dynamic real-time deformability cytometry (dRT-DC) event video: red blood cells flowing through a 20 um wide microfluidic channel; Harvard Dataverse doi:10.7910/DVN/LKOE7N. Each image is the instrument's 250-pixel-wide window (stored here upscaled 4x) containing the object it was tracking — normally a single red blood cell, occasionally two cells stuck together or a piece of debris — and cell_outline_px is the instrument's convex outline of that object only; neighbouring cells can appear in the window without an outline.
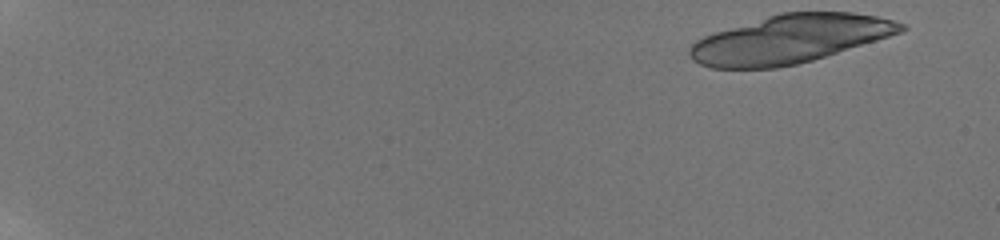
{"species": "human", "species_latin": "Homo sapiens", "temperature_condition": "room temperature", "stored_images_in_passage": 35, "camera_frame_rate_fps": 3000, "um_per_image_px": 0.085, "donor": {"sex": "male"}, "frame": {"image": 1, "passage_image": 1, "time_ms": 0.0, "image_size_px": [1000, 240], "cell_outline_px": [[908, 28], [900, 32], [876, 40], [812, 60], [796, 64], [776, 68], [712, 68], [700, 64], [692, 60], [688, 56], [688, 48], [696, 40], [704, 36], [716, 32], [780, 12], [852, 12], [876, 16], [892, 20], [904, 24]], "centroid_in_image_um": [67.1, 3.33], "position_along_channel_um": 17.9, "area_um2": 58.96}}
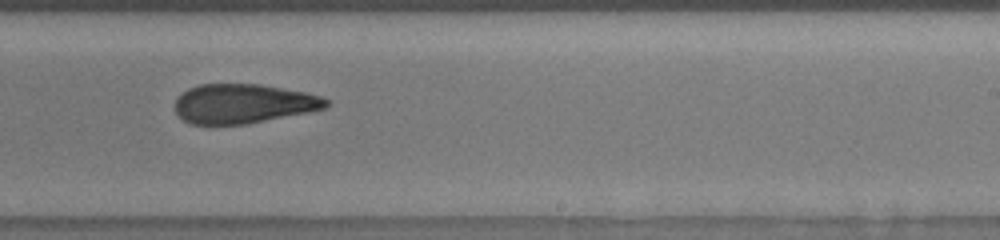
{"frame": {"image": 2, "passage_image": 23, "time_ms": 12.0, "image_size_px": [1000, 240], "cell_outline_px": [[332, 104], [324, 108], [308, 112], [248, 124], [192, 124], [184, 120], [176, 112], [176, 100], [188, 88], [200, 84], [260, 84], [304, 92], [320, 96], [328, 100]], "centroid_in_image_um": [20.7, 8.81], "position_along_channel_um": 268.3, "area_um2": 34.45}}
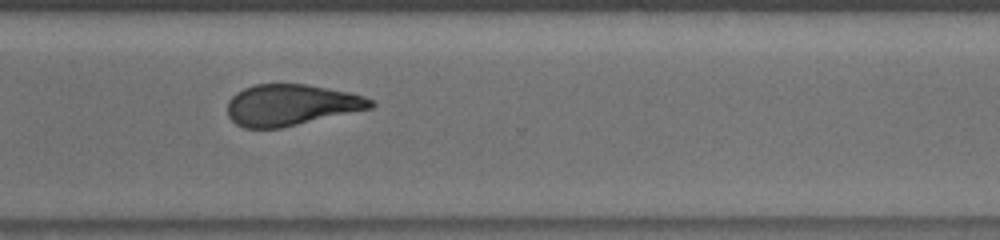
{"frame": {"image": 3, "passage_image": 28, "time_ms": 14.0, "image_size_px": [1000, 240], "cell_outline_px": [[376, 104], [372, 108], [280, 128], [244, 128], [236, 124], [228, 116], [228, 100], [236, 92], [244, 88], [256, 84], [308, 84], [348, 92], [364, 96], [372, 100]], "centroid_in_image_um": [24.73, 8.92], "position_along_channel_um": 345.9, "area_um2": 34.33}, "authors_computed_cell_mechanics": {"area_um2": 36.4718, "velocity_mm_per_s": 3.8693, "shape_relaxation_time_tau1_ms": null, "shape_relaxation_time_tau2_ms": 3.4308, "deformation_change_tau1": null, "deformation_change_tau2": 0.1332}}